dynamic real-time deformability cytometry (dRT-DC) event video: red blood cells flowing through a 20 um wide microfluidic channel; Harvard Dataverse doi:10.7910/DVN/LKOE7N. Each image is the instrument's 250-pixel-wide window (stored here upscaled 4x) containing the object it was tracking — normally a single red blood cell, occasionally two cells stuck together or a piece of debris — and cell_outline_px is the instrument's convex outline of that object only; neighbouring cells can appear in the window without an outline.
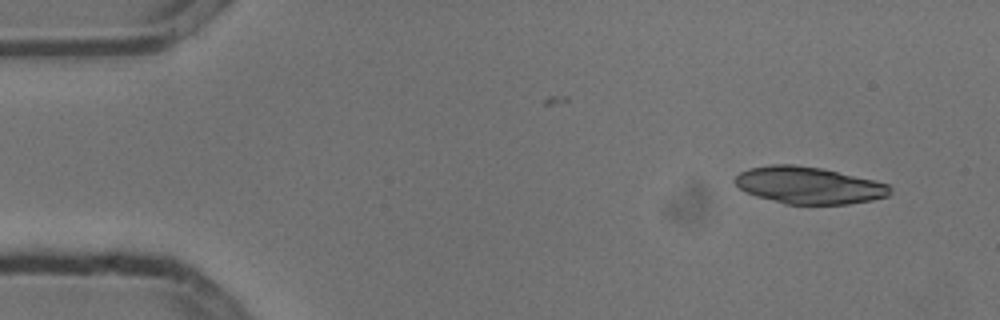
{"species": "common noctule bat (a hibernating species)", "species_latin": "Nyctalus noctula", "temperature_condition": "cold", "stored_images_in_passage": 3, "camera_frame_rate_fps": 3000, "um_per_image_px": 0.085, "animal": {"sex": "male", "body_mass_g": 13.3}, "frame": {"image": 1, "passage_image": 3, "time_ms": 0.667, "image_size_px": [1000, 320], "cell_outline_px": [[892, 192], [888, 196], [872, 200], [848, 204], [784, 204], [756, 196], [740, 188], [732, 180], [740, 172], [748, 168], [772, 164], [792, 164], [820, 168], [872, 180], [888, 184], [892, 188]], "centroid_in_image_um": [68.73, 15.75], "position_along_channel_um": 16.3, "area_um2": 33.29}}